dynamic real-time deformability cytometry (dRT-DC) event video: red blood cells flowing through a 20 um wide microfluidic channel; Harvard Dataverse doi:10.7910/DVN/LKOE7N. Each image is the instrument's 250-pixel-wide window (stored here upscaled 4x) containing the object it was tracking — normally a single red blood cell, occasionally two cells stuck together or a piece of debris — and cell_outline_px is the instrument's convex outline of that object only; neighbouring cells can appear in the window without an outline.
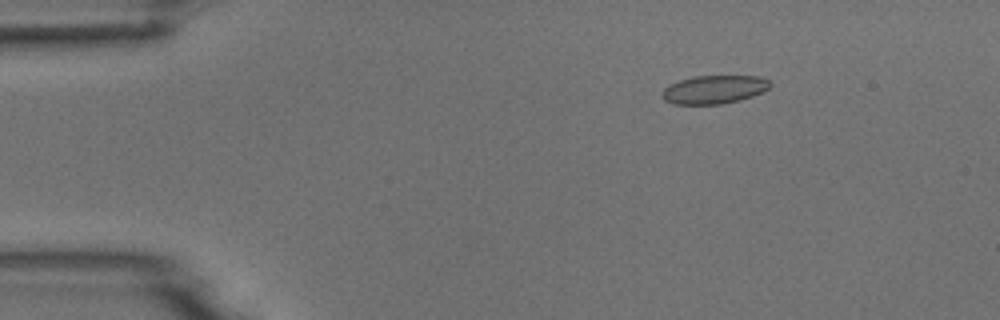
{"species": "common noctule bat (a hibernating species)", "species_latin": "Nyctalus noctula", "temperature_condition": "room temperature", "stored_images_in_passage": 4, "camera_frame_rate_fps": 3000, "um_per_image_px": 0.085, "animal": {"sex": "male", "body_mass_g": 18.8}, "frame": {"image": 1, "passage_image": 2, "time_ms": 1.0, "image_size_px": [1000, 320], "cell_outline_px": [[772, 84], [768, 88], [752, 96], [740, 100], [720, 104], [672, 104], [664, 100], [660, 96], [664, 88], [668, 84], [692, 76], [760, 76], [768, 80]], "centroid_in_image_um": [60.65, 7.6], "position_along_channel_um": 24.3, "area_um2": 17.92}}
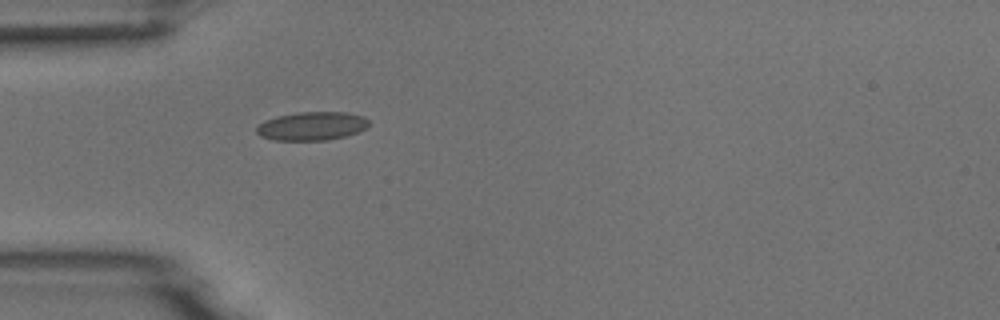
{"frame": {"image": 2, "passage_image": 4, "time_ms": 3.667, "image_size_px": [1000, 320], "cell_outline_px": [[368, 128], [344, 136], [328, 140], [272, 140], [260, 136], [256, 132], [256, 128], [264, 120], [276, 116], [296, 112], [344, 112], [364, 116], [368, 120]], "centroid_in_image_um": [26.49, 10.71], "position_along_channel_um": 58.5, "area_um2": 18.73}}